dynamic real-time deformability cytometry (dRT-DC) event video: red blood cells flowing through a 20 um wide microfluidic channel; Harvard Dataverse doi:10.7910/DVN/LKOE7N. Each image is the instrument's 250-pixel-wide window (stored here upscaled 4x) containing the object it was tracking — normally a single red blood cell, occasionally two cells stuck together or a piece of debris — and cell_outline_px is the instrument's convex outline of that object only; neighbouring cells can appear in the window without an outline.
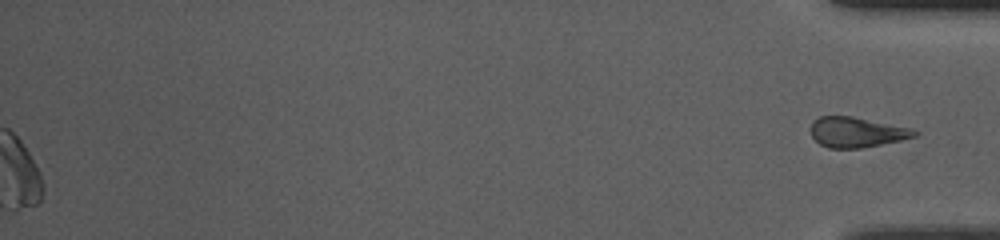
{"species": "common noctule bat (a hibernating species)", "species_latin": "Nyctalus noctula", "temperature_condition": "room temperature", "stored_images_in_passage": 47, "segment_of_instrument_passage": [2, 2], "camera_frame_rate_fps": 3000, "um_per_image_px": 0.085, "animal": {"sex": "female", "body_mass_g": 10.0, "forearm_length_mm": 53.1}, "frame": {"image": 1, "passage_image": 47, "time_ms": 15.333, "image_size_px": [1000, 240], "cell_outline_px": [[920, 132], [916, 136], [900, 140], [860, 148], [828, 148], [820, 144], [812, 136], [812, 120], [820, 116], [852, 116], [916, 128]], "centroid_in_image_um": [72.87, 11.22], "position_along_channel_um": 362.3, "area_um2": 18.38}}